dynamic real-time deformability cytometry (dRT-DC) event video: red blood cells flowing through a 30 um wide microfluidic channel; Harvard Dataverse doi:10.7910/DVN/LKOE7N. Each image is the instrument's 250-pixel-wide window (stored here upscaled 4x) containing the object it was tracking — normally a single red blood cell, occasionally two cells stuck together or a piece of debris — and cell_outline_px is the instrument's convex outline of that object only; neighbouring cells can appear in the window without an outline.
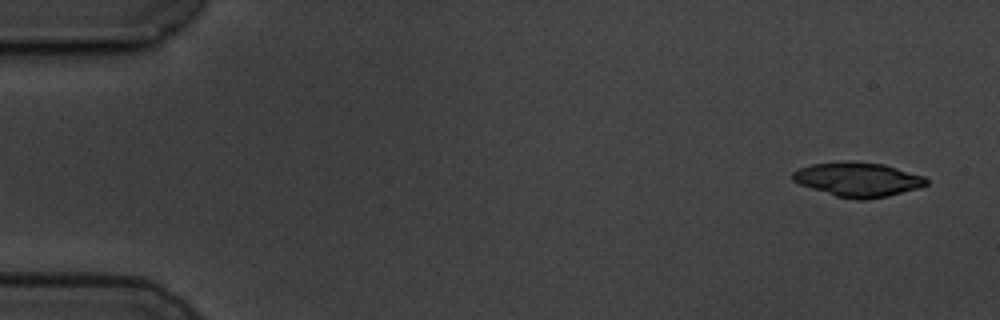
{"species": "common noctule bat (a hibernating species)", "species_latin": "Nyctalus noctula", "temperature_condition": "cold", "stored_images_in_passage": 5, "camera_frame_rate_fps": 3000, "um_per_image_px": 0.085, "animal": {"sex": "male", "body_mass_g": 19.5, "forearm_length_mm": 54.6}, "frame": {"image": 1, "passage_image": 1, "time_ms": 0.0, "image_size_px": [1000, 320], "cell_outline_px": [[928, 184], [920, 188], [888, 196], [864, 200], [856, 200], [836, 196], [800, 184], [792, 180], [792, 172], [800, 168], [812, 164], [844, 160], [848, 160], [884, 164], [924, 176], [928, 180]], "centroid_in_image_um": [72.94, 15.25], "position_along_channel_um": 12.1, "area_um2": 26.88}}
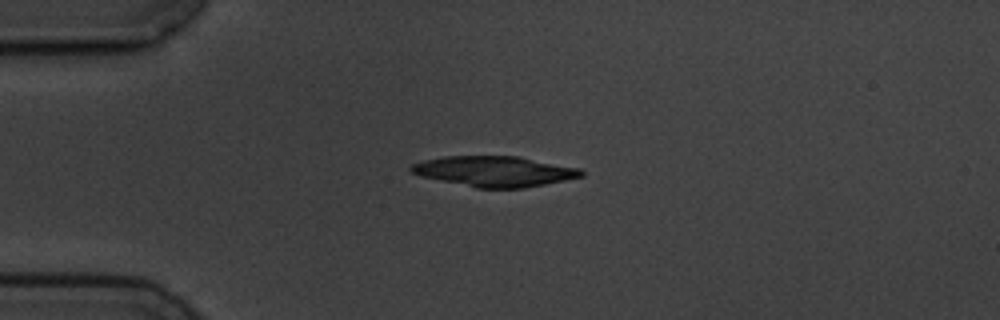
{"frame": {"image": 2, "passage_image": 4, "time_ms": 3.667, "image_size_px": [1000, 320], "cell_outline_px": [[584, 176], [524, 188], [476, 188], [420, 176], [412, 172], [408, 168], [412, 164], [424, 160], [444, 156], [520, 156], [580, 168], [584, 172]], "centroid_in_image_um": [42.03, 14.56], "position_along_channel_um": 43.0, "area_um2": 30.23}}